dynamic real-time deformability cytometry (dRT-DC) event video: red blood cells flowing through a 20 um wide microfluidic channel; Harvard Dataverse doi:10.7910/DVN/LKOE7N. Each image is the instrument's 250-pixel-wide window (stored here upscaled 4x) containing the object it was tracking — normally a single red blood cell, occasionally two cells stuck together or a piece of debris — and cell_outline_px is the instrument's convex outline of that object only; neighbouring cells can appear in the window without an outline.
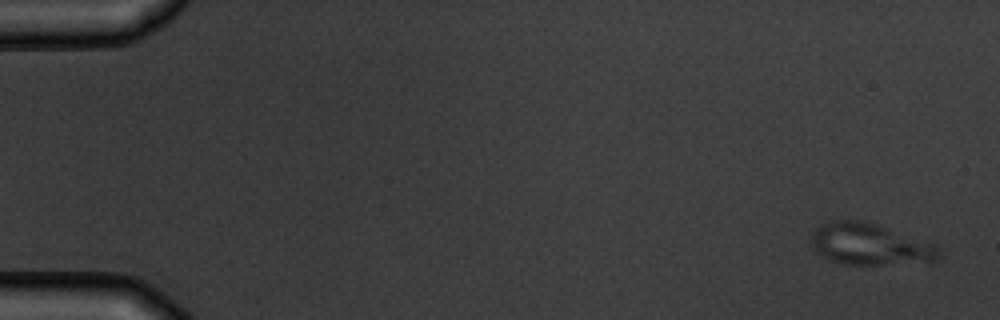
{"species": "common noctule bat (a hibernating species)", "species_latin": "Nyctalus noctula", "temperature_condition": "warm", "stored_images_in_passage": 6, "camera_frame_rate_fps": 3000, "um_per_image_px": 0.085, "animal": {"sex": "male", "body_mass_g": 19.5, "forearm_length_mm": 54.6}, "frame": {"image": 1, "passage_image": 1, "time_ms": 0.0, "image_size_px": [1000, 320], "cell_outline_px": [[940, 256], [936, 260], [880, 264], [844, 264], [828, 260], [820, 256], [812, 248], [808, 240], [812, 232], [820, 224], [832, 220], [856, 220], [876, 224], [936, 244], [940, 248]], "centroid_in_image_um": [73.85, 20.75], "position_along_channel_um": 11.2, "area_um2": 30.92}}
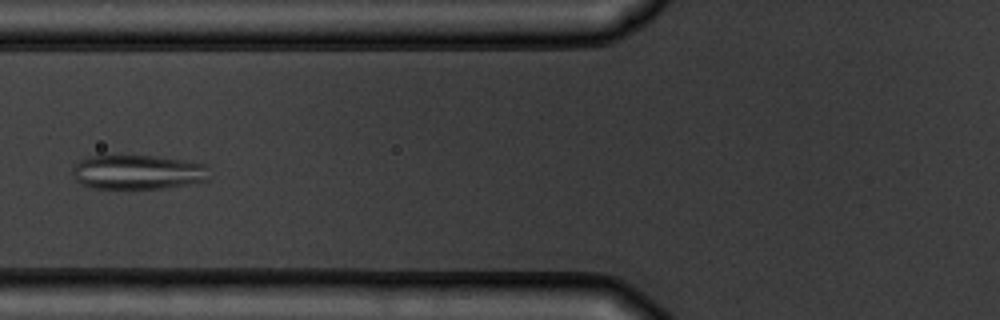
{"frame": {"image": 2, "passage_image": 6, "time_ms": 6.667, "image_size_px": [1000, 320], "cell_outline_px": [[208, 180], [164, 188], [92, 188], [76, 180], [72, 176], [72, 168], [80, 160], [88, 156], [156, 156], [184, 160], [208, 164]], "centroid_in_image_um": [11.72, 14.62], "position_along_channel_um": 114.1, "area_um2": 27.4}}